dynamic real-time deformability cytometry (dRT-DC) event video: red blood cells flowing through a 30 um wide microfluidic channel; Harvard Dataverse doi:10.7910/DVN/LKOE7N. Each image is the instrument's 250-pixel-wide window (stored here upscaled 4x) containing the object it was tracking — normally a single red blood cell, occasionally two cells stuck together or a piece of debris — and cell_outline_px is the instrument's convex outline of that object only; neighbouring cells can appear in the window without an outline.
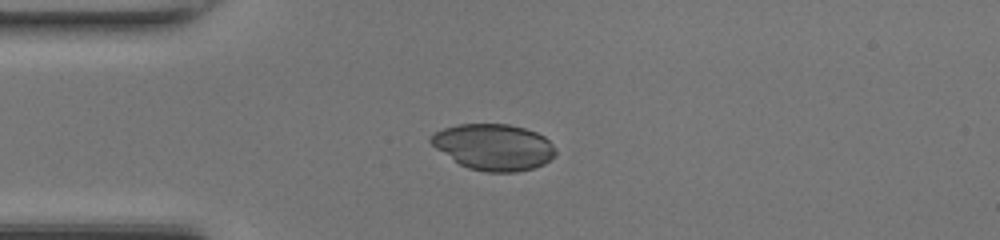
{"species": "common noctule bat (a hibernating species)", "species_latin": "Nyctalus noctula", "temperature_condition": "room temperature", "stored_images_in_passage": 36, "camera_frame_rate_fps": 3000, "um_per_image_px": 0.085, "animal": {"sex": "female", "body_mass_g": 17.0, "forearm_length_mm": 48.0}, "frame": {"image": 1, "passage_image": 1, "time_ms": 0.0, "image_size_px": [1000, 240], "cell_outline_px": [[556, 156], [544, 164], [536, 168], [516, 172], [484, 172], [468, 168], [460, 164], [436, 148], [428, 140], [428, 136], [444, 128], [456, 124], [508, 124], [524, 128], [536, 132], [544, 136], [556, 148]], "centroid_in_image_um": [41.98, 12.5], "position_along_channel_um": 43.0, "area_um2": 33.76}}